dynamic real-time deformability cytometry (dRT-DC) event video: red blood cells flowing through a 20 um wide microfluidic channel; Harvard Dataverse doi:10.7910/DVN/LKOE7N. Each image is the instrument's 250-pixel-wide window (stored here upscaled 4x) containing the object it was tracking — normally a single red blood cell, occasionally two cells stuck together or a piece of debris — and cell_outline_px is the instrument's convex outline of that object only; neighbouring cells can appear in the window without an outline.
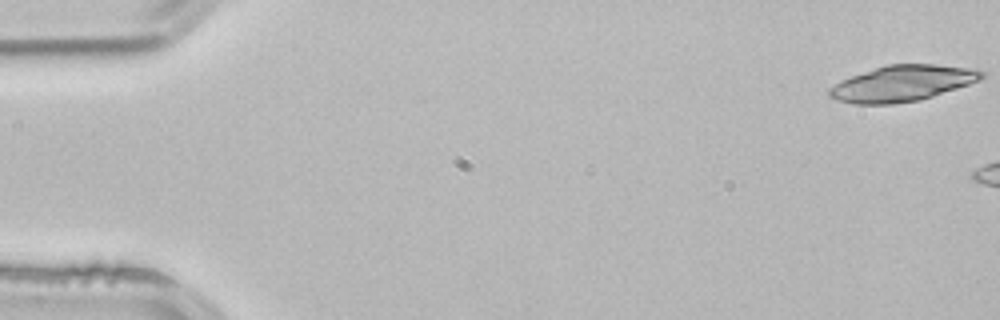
{"species": "common noctule bat (a hibernating species)", "species_latin": "Nyctalus noctula", "temperature_condition": "room temperature", "stored_images_in_passage": 3, "camera_frame_rate_fps": 3000, "um_per_image_px": 0.085, "animal": {"sex": "male", "body_mass_g": 21.5, "forearm_length_mm": 52.0}, "frame": {"image": 1, "passage_image": 1, "time_ms": 0.0, "image_size_px": [1000, 320], "cell_outline_px": [[984, 76], [980, 80], [920, 100], [892, 104], [852, 104], [836, 100], [828, 96], [828, 88], [840, 80], [884, 64], [936, 64], [980, 68], [984, 72]], "centroid_in_image_um": [76.68, 7.07], "position_along_channel_um": 8.3, "area_um2": 32.19}}